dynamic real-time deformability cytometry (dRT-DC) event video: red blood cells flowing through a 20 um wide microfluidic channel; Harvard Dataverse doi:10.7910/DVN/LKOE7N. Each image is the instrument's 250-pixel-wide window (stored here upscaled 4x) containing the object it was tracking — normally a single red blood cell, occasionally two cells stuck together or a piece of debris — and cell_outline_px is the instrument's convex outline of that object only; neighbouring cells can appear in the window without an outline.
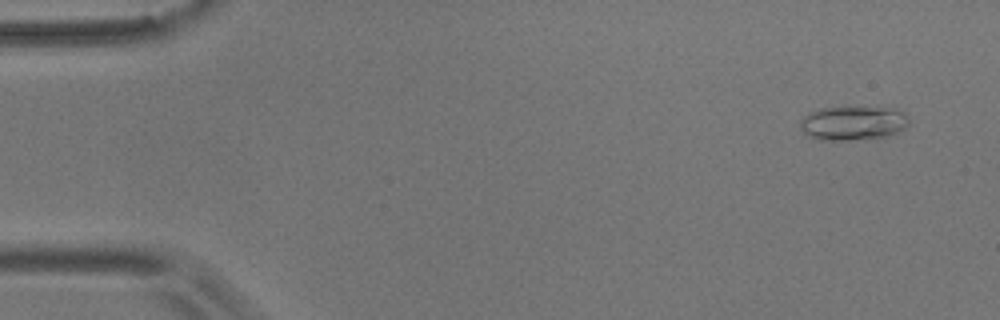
{"species": "common noctule bat (a hibernating species)", "species_latin": "Nyctalus noctula", "temperature_condition": "room temperature", "stored_images_in_passage": 53, "camera_frame_rate_fps": 3000, "um_per_image_px": 0.085, "animal": {"sex": "male", "body_mass_g": 17.9}, "frame": {"image": 1, "passage_image": 2, "time_ms": 0.333, "image_size_px": [1000, 320], "cell_outline_px": [[908, 124], [904, 128], [888, 136], [848, 140], [820, 140], [808, 136], [800, 128], [800, 120], [808, 112], [820, 108], [900, 108], [908, 116]], "centroid_in_image_um": [72.5, 10.46], "position_along_channel_um": 12.5, "area_um2": 21.56}}
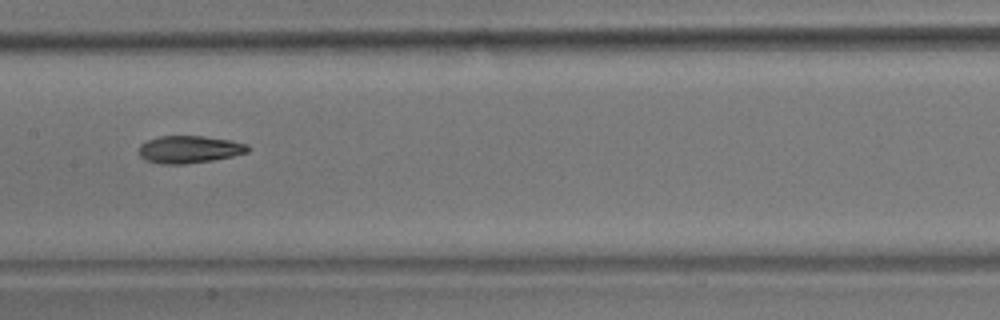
{"frame": {"image": 2, "passage_image": 26, "time_ms": 8.333, "image_size_px": [1000, 320], "cell_outline_px": [[252, 148], [248, 152], [232, 156], [212, 160], [184, 164], [160, 164], [144, 160], [140, 156], [140, 144], [148, 140], [160, 136], [204, 136], [232, 140], [248, 144]], "centroid_in_image_um": [16.12, 12.7], "position_along_channel_um": 191.3, "area_um2": 17.51}}
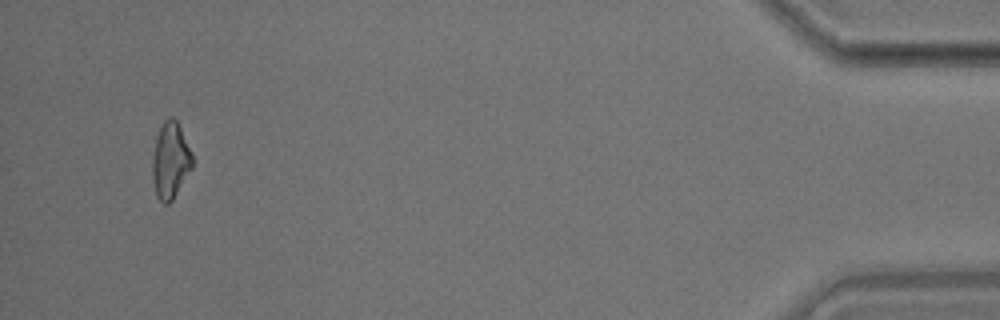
{"frame": {"image": 3, "passage_image": 51, "time_ms": 16.667, "image_size_px": [1000, 320], "cell_outline_px": [[192, 168], [172, 200], [168, 204], [164, 204], [156, 196], [152, 180], [152, 160], [156, 136], [164, 120], [168, 116], [172, 116], [176, 120], [192, 152]], "centroid_in_image_um": [14.47, 13.64], "position_along_channel_um": 420.7, "area_um2": 17.74}, "authors_computed_cell_mechanics": {"area_um2": 17.629, "velocity_mm_per_s": 3.6615, "shape_relaxation_time_tau1_ms": 8.7515, "shape_relaxation_time_tau2_ms": 6.1978, "deformation_change_tau1": 0.2001, "deformation_change_tau2": 0.1427}}